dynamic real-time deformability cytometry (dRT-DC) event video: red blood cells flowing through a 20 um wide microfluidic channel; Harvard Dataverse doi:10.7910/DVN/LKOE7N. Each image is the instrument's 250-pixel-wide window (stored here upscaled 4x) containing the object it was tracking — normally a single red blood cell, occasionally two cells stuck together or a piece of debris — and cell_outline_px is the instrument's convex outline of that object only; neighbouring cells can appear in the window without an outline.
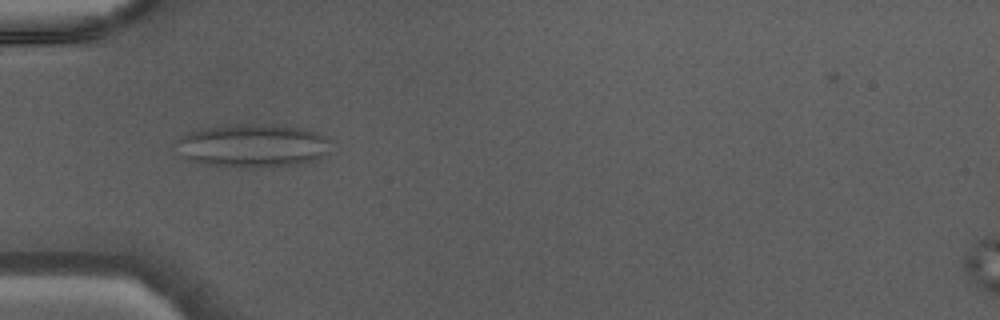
{"species": "Egyptian fruit bat (a non-hibernating species)", "species_latin": "Rousettus aegyptiacus", "temperature_condition": "warm", "stored_images_in_passage": 32, "camera_frame_rate_fps": 3000, "um_per_image_px": 0.085, "animal": {"sex": "male"}, "frame": {"image": 1, "passage_image": 2, "time_ms": 0.333, "image_size_px": [1000, 320], "cell_outline_px": [[328, 152], [316, 160], [300, 164], [272, 168], [244, 168], [200, 164], [188, 160], [184, 156], [180, 140], [184, 136], [200, 128], [236, 124], [272, 124], [304, 128], [316, 132], [324, 136], [328, 140]], "centroid_in_image_um": [21.56, 12.4], "position_along_channel_um": 63.4, "area_um2": 39.07}}
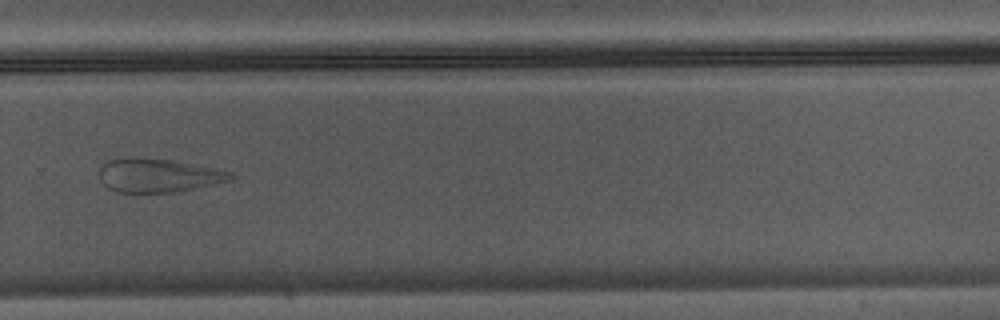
{"frame": {"image": 2, "passage_image": 19, "time_ms": 6.0, "image_size_px": [1000, 320], "cell_outline_px": [[236, 176], [232, 180], [176, 192], [116, 192], [108, 188], [100, 180], [100, 168], [104, 160], [120, 156], [128, 156], [168, 160], [192, 164], [232, 172]], "centroid_in_image_um": [13.39, 14.89], "position_along_channel_um": 316.4, "area_um2": 25.89}}
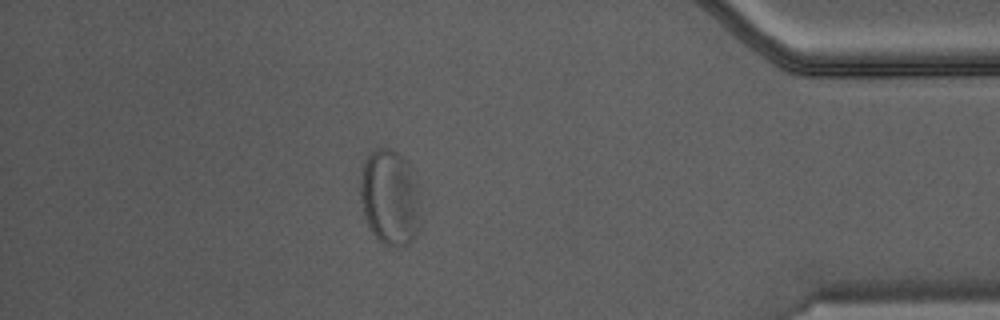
{"frame": {"image": 3, "passage_image": 27, "time_ms": 8.667, "image_size_px": [1000, 320], "cell_outline_px": [[420, 232], [408, 244], [384, 244], [372, 232], [364, 220], [360, 196], [360, 172], [368, 156], [376, 148], [388, 148], [396, 152], [408, 164], [416, 192], [420, 224]], "centroid_in_image_um": [33.09, 16.81], "position_along_channel_um": 402.1, "area_um2": 32.89}}